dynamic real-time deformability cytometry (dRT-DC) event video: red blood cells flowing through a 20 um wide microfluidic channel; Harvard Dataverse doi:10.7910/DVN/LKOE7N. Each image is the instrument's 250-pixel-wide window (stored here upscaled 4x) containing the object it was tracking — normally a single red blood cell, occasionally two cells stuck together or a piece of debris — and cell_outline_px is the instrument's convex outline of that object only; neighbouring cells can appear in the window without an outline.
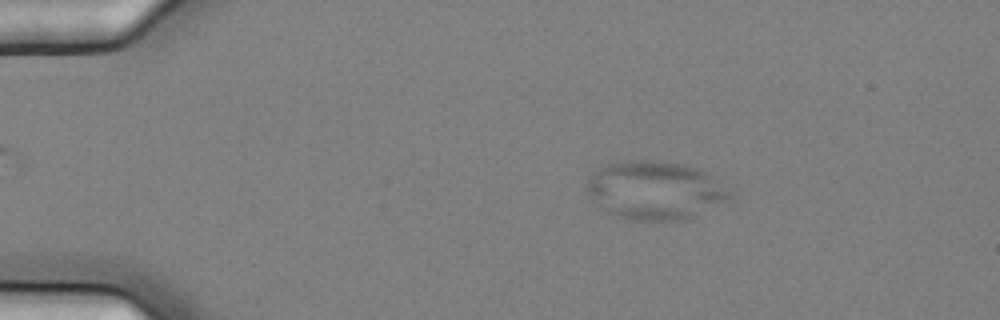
{"species": "common noctule bat (a hibernating species)", "species_latin": "Nyctalus noctula", "temperature_condition": "cold", "stored_images_in_passage": 57, "camera_frame_rate_fps": 3000, "um_per_image_px": 0.085, "animal": {"sex": "female", "body_mass_g": 25.1}, "frame": {"image": 1, "passage_image": 11, "time_ms": 3.333, "image_size_px": [1000, 320], "cell_outline_px": [[736, 196], [728, 200], [684, 220], [636, 220], [616, 216], [608, 212], [592, 200], [588, 196], [588, 180], [592, 172], [608, 164], [628, 160], [656, 160], [684, 164], [696, 168], [704, 172], [732, 192]], "centroid_in_image_um": [55.67, 16.17], "position_along_channel_um": 29.3, "area_um2": 48.21}}
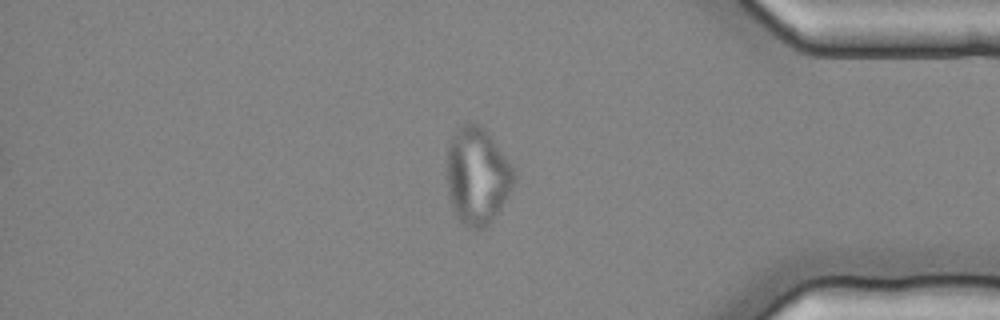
{"frame": {"image": 2, "passage_image": 49, "time_ms": 16.0, "image_size_px": [1000, 320], "cell_outline_px": [[516, 180], [512, 188], [500, 208], [488, 224], [484, 228], [468, 228], [456, 216], [448, 192], [448, 144], [456, 132], [468, 120], [480, 124], [484, 128], [516, 168]], "centroid_in_image_um": [40.61, 14.92], "position_along_channel_um": 394.6, "area_um2": 37.8}}
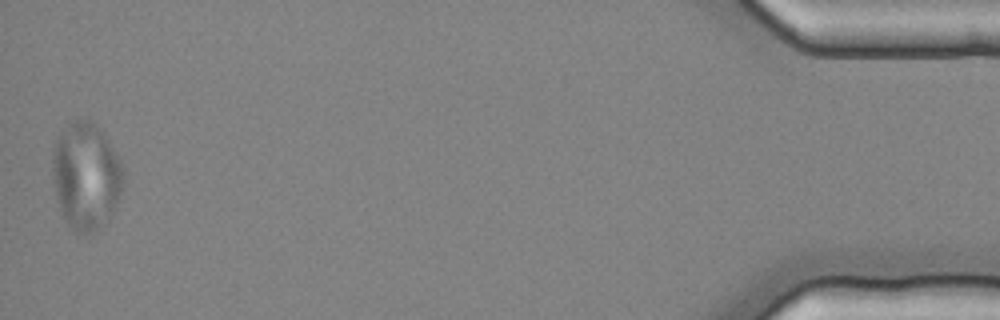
{"frame": {"image": 3, "passage_image": 57, "time_ms": 18.667, "image_size_px": [1000, 320], "cell_outline_px": [[124, 184], [112, 212], [96, 232], [76, 232], [68, 224], [60, 208], [56, 192], [52, 172], [52, 148], [56, 136], [60, 128], [68, 120], [92, 120], [104, 132], [120, 156], [124, 168]], "centroid_in_image_um": [7.31, 14.85], "position_along_channel_um": 427.9, "area_um2": 44.91}}